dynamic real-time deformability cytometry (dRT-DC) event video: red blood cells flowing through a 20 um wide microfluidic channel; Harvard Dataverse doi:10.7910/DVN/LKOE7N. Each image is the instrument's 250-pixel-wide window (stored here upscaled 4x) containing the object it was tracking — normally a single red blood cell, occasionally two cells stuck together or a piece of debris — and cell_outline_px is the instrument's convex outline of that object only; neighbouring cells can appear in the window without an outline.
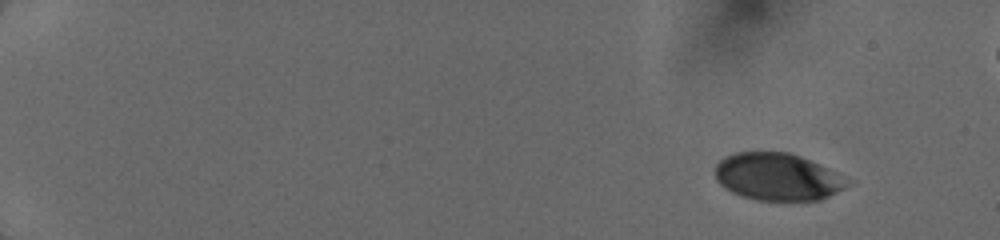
{"species": "human", "species_latin": "Homo sapiens", "temperature_condition": "cold", "stored_images_in_passage": 6, "camera_frame_rate_fps": 3000, "um_per_image_px": 0.085, "donor": {"sex": "female"}, "frame": {"image": 1, "passage_image": 1, "time_ms": 0.0, "image_size_px": [1000, 240], "cell_outline_px": [[856, 180], [852, 184], [820, 200], [760, 200], [744, 196], [732, 192], [720, 184], [716, 180], [716, 164], [724, 156], [736, 152], [788, 152], [800, 156], [820, 164]], "centroid_in_image_um": [66.16, 15.02], "position_along_channel_um": 18.8, "area_um2": 36.7}}